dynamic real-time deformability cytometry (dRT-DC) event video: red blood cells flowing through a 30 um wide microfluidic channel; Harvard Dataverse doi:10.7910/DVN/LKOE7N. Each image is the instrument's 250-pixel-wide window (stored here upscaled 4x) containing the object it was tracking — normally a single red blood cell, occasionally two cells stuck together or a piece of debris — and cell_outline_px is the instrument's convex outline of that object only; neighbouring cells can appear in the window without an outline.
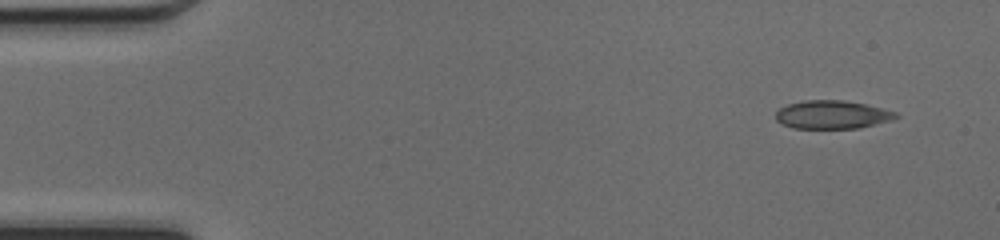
{"species": "common noctule bat (a hibernating species)", "species_latin": "Nyctalus noctula", "temperature_condition": "cold", "stored_images_in_passage": 45, "camera_frame_rate_fps": 3000, "um_per_image_px": 0.085, "animal": {"sex": "female", "body_mass_g": 17.0, "forearm_length_mm": 48.0}, "frame": {"image": 1, "passage_image": 1, "time_ms": 0.0, "image_size_px": [1000, 240], "cell_outline_px": [[900, 116], [892, 120], [856, 128], [792, 128], [776, 120], [776, 112], [780, 108], [788, 104], [804, 100], [844, 100], [864, 104], [896, 112]], "centroid_in_image_um": [70.72, 9.74], "position_along_channel_um": 14.3, "area_um2": 19.59}}
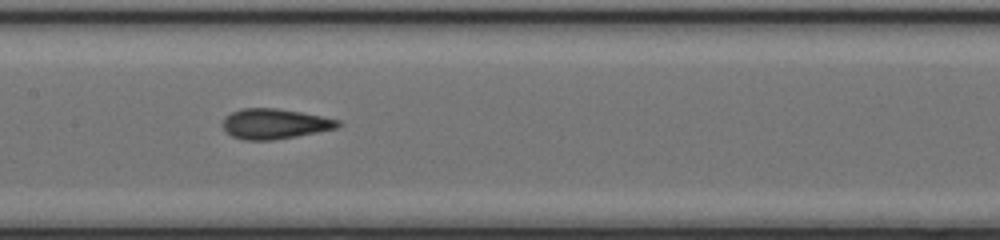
{"frame": {"image": 2, "passage_image": 21, "time_ms": 6.667, "image_size_px": [1000, 240], "cell_outline_px": [[344, 124], [336, 128], [296, 136], [272, 140], [244, 140], [232, 136], [224, 128], [224, 120], [232, 112], [240, 108], [276, 108], [300, 112], [340, 120]], "centroid_in_image_um": [23.38, 10.52], "position_along_channel_um": 184.0, "area_um2": 20.0}}
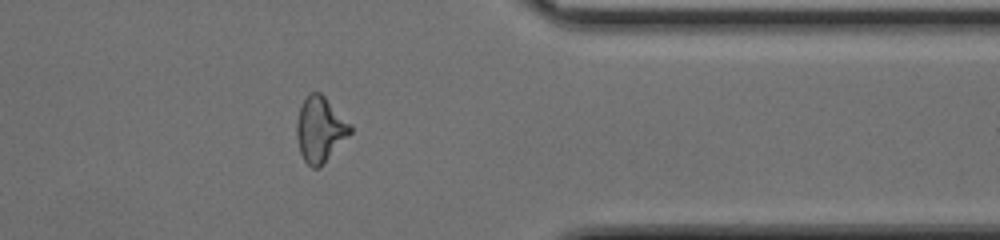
{"frame": {"image": 3, "passage_image": 36, "time_ms": 11.667, "image_size_px": [1000, 240], "cell_outline_px": [[352, 132], [324, 164], [320, 168], [312, 168], [304, 160], [300, 152], [296, 136], [296, 120], [300, 108], [308, 92], [320, 92], [352, 124]], "centroid_in_image_um": [27.21, 11.01], "position_along_channel_um": 384.2, "area_um2": 20.58}, "authors_computed_cell_mechanics": {"area_um2": 20.1144, "velocity_mm_per_s": 4.2852, "shape_relaxation_time_tau1_ms": 6.2857, "shape_relaxation_time_tau2_ms": 1.1619, "deformation_change_tau1": 0.1624, "deformation_change_tau2": 0.0673}}